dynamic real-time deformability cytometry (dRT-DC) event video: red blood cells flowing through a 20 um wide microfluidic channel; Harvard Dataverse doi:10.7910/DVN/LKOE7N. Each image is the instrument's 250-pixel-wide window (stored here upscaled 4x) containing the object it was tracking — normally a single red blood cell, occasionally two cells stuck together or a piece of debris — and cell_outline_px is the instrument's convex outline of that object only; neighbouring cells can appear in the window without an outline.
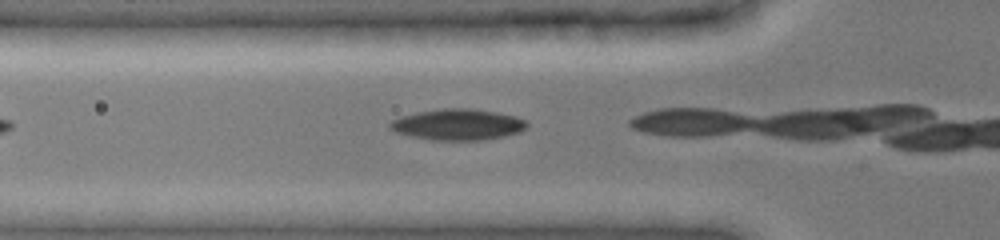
{"species": "common noctule bat (a hibernating species)", "species_latin": "Nyctalus noctula", "temperature_condition": "cold", "stored_images_in_passage": 3, "camera_frame_rate_fps": 3000, "um_per_image_px": 0.085, "animal": {"sex": "female", "body_mass_g": 19.0, "forearm_length_mm": 51.5}, "frame": {"image": 1, "passage_image": 2, "time_ms": 0.333, "image_size_px": [1000, 240], "cell_outline_px": [[528, 124], [520, 132], [504, 136], [484, 140], [432, 140], [412, 136], [396, 132], [388, 128], [388, 124], [392, 120], [400, 116], [416, 112], [444, 108], [472, 108], [496, 112], [516, 116], [524, 120]], "centroid_in_image_um": [38.89, 10.58], "position_along_channel_um": 86.9, "area_um2": 24.85}}